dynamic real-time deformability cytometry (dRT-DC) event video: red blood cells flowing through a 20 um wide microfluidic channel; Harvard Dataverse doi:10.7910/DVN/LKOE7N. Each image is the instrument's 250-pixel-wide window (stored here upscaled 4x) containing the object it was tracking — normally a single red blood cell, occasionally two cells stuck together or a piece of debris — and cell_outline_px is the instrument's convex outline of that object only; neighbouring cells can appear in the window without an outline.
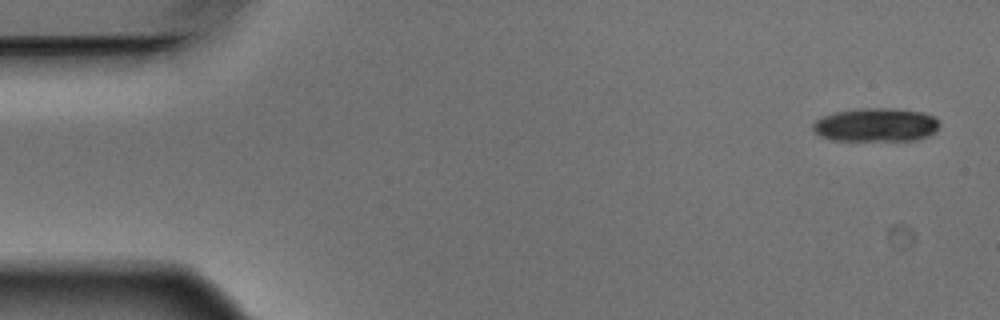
{"species": "Egyptian fruit bat (a non-hibernating species)", "species_latin": "Rousettus aegyptiacus", "temperature_condition": "warm", "stored_images_in_passage": 5, "camera_frame_rate_fps": 3000, "um_per_image_px": 0.085, "animal": {"sex": "male"}, "frame": {"image": 1, "passage_image": 1, "time_ms": 0.0, "image_size_px": [1000, 320], "cell_outline_px": [[940, 124], [936, 132], [928, 136], [916, 140], [832, 140], [820, 136], [812, 128], [812, 124], [816, 120], [824, 116], [836, 112], [860, 108], [896, 108], [924, 112], [936, 116]], "centroid_in_image_um": [74.51, 10.61], "position_along_channel_um": 10.5, "area_um2": 24.97}}
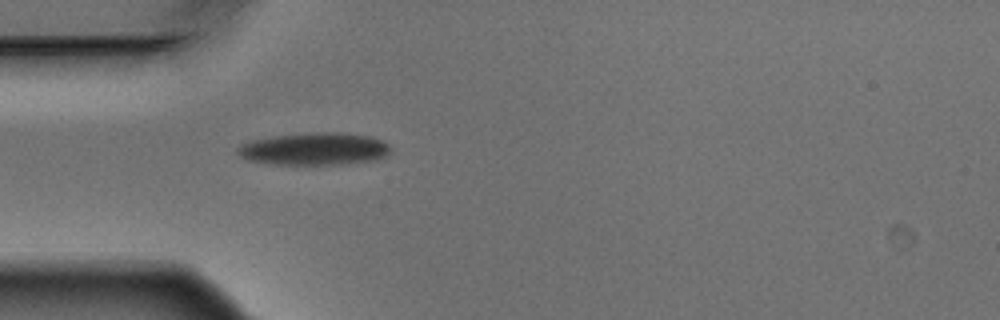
{"frame": {"image": 2, "passage_image": 5, "time_ms": 1.333, "image_size_px": [1000, 320], "cell_outline_px": [[392, 152], [376, 160], [340, 164], [272, 164], [248, 160], [240, 156], [236, 152], [236, 148], [240, 144], [252, 140], [276, 136], [316, 132], [340, 132], [368, 136], [380, 140], [388, 144], [392, 148]], "centroid_in_image_um": [26.72, 12.66], "position_along_channel_um": 58.3, "area_um2": 28.84}}